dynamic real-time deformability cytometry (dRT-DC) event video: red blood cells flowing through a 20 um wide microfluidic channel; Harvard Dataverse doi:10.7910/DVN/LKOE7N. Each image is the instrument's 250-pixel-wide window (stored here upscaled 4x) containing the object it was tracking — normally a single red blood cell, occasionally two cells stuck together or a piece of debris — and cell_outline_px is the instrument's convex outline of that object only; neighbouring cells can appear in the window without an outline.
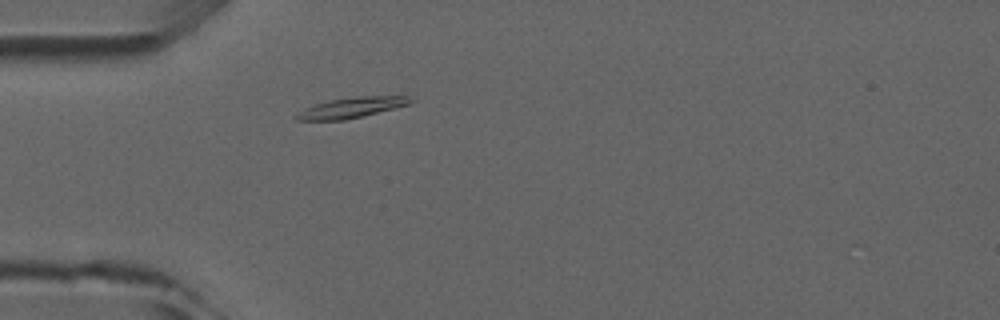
{"species": "common noctule bat (a hibernating species)", "species_latin": "Nyctalus noctula", "temperature_condition": "room temperature", "stored_images_in_passage": 3, "camera_frame_rate_fps": 3000, "um_per_image_px": 0.085, "animal": {"sex": "male", "forearm_length_mm": 52.5}, "frame": {"image": 1, "passage_image": 3, "time_ms": 2.333, "image_size_px": [1000, 320], "cell_outline_px": [[416, 100], [412, 104], [364, 116], [344, 120], [296, 120], [292, 116], [316, 104], [332, 100], [356, 96], [408, 96]], "centroid_in_image_um": [29.98, 9.15], "position_along_channel_um": 55.0, "area_um2": 13.58}}